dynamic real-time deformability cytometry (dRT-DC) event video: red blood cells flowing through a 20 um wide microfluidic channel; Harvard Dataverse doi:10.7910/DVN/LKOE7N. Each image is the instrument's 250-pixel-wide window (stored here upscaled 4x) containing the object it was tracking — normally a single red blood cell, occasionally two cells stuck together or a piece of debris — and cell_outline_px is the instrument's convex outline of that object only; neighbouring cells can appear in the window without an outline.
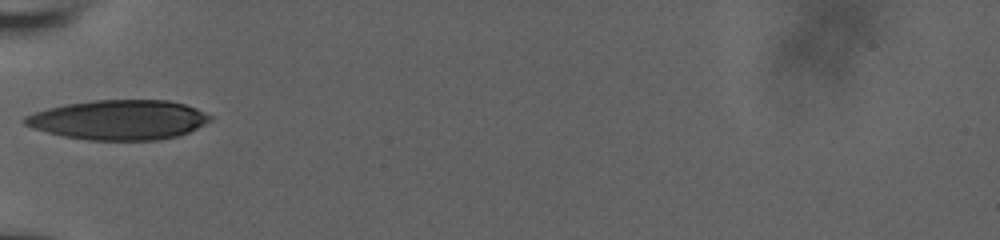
{"species": "human", "species_latin": "Homo sapiens", "temperature_condition": "room temperature", "stored_images_in_passage": 3, "camera_frame_rate_fps": 3000, "um_per_image_px": 0.085, "donor": {"sex": "male"}, "frame": {"image": 1, "passage_image": 1, "time_ms": 0.0, "image_size_px": [1000, 240], "cell_outline_px": [[212, 120], [188, 132], [176, 136], [160, 140], [88, 140], [64, 136], [48, 132], [24, 124], [20, 120], [24, 116], [48, 108], [68, 104], [96, 100], [168, 100], [184, 104], [196, 108], [212, 116]], "centroid_in_image_um": [10.12, 10.19], "position_along_channel_um": 74.9, "area_um2": 42.66}}
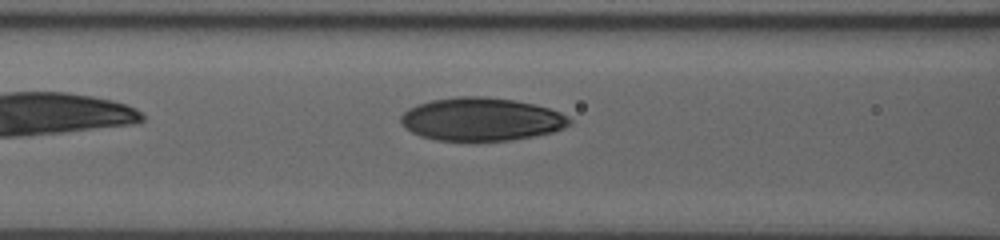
{"frame": {"image": 2, "passage_image": 3, "time_ms": 0.667, "image_size_px": [1000, 240], "cell_outline_px": [[572, 124], [564, 128], [552, 132], [512, 140], [436, 140], [420, 136], [404, 128], [400, 120], [400, 116], [408, 108], [432, 100], [460, 96], [484, 96], [512, 100], [532, 104], [548, 108], [560, 112], [568, 116], [572, 120]], "centroid_in_image_um": [40.91, 10.13], "position_along_channel_um": 125.7, "area_um2": 42.19}}